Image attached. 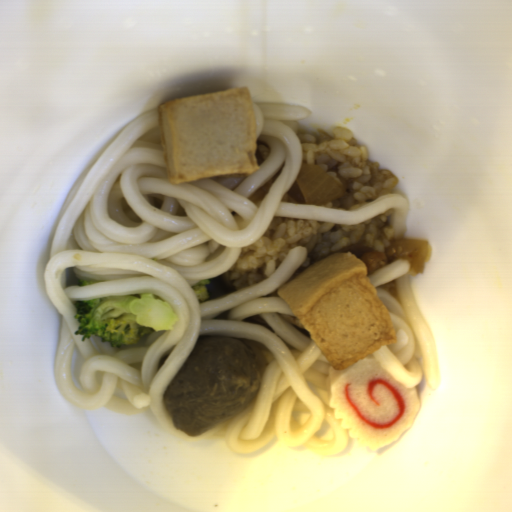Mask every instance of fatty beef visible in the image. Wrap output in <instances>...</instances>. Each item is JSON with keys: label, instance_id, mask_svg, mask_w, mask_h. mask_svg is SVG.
Segmentation results:
<instances>
[{"label": "fatty beef", "instance_id": "obj_1", "mask_svg": "<svg viewBox=\"0 0 512 512\" xmlns=\"http://www.w3.org/2000/svg\"><path fill=\"white\" fill-rule=\"evenodd\" d=\"M429 254L430 247L426 240L394 239L384 251H366L360 261L364 263L369 276L397 259H405L410 264L408 273L413 276L426 271Z\"/></svg>", "mask_w": 512, "mask_h": 512}]
</instances>
